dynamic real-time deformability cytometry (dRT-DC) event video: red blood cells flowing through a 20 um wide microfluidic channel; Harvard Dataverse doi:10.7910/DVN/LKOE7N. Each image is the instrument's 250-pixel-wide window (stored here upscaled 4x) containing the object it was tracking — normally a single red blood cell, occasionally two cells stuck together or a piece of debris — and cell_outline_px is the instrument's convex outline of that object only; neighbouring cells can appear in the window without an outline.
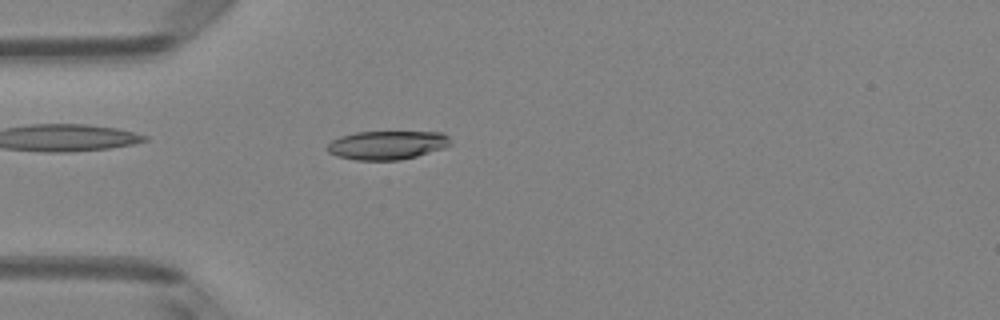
{"species": "Egyptian fruit bat (a non-hibernating species)", "species_latin": "Rousettus aegyptiacus", "temperature_condition": "room temperature", "stored_images_in_passage": 46, "camera_frame_rate_fps": 3000, "um_per_image_px": 0.085, "animal": {"sex": "female"}, "frame": {"image": 1, "passage_image": 10, "time_ms": 3.0, "image_size_px": [1000, 320], "cell_outline_px": [[452, 144], [444, 148], [416, 156], [400, 160], [356, 160], [336, 156], [328, 152], [328, 144], [332, 140], [340, 136], [356, 132], [444, 132], [452, 140]], "centroid_in_image_um": [32.93, 12.33], "position_along_channel_um": 52.1, "area_um2": 20.69}}
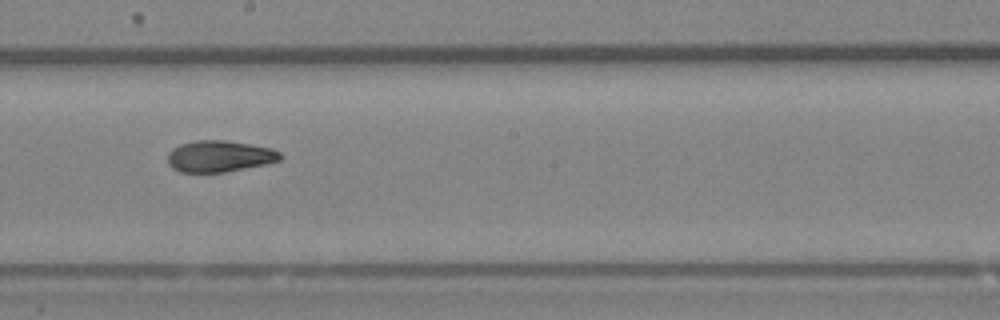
{"frame": {"image": 2, "passage_image": 24, "time_ms": 7.667, "image_size_px": [1000, 320], "cell_outline_px": [[284, 156], [280, 160], [264, 164], [224, 172], [180, 172], [172, 168], [168, 164], [168, 152], [172, 148], [180, 144], [196, 140], [224, 140], [272, 148], [280, 152]], "centroid_in_image_um": [18.63, 13.28], "position_along_channel_um": 229.6, "area_um2": 20.58}}
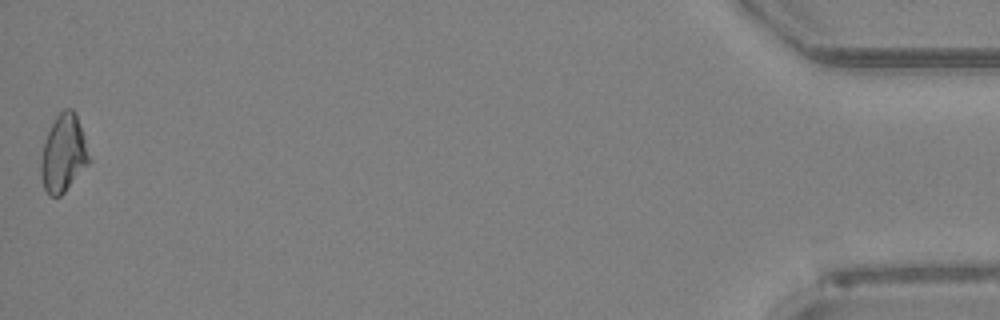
{"frame": {"image": 3, "passage_image": 46, "time_ms": 15.0, "image_size_px": [1000, 320], "cell_outline_px": [[92, 160], [64, 192], [60, 196], [48, 196], [44, 188], [40, 176], [40, 160], [44, 144], [48, 132], [56, 116], [64, 108], [72, 108], [76, 112]], "centroid_in_image_um": [5.4, 13.05], "position_along_channel_um": 429.8, "area_um2": 21.85}, "authors_computed_cell_mechanics": {"area_um2": 21.0103, "velocity_mm_per_s": 4.012, "shape_relaxation_time_tau1_ms": 5.3992, "shape_relaxation_time_tau2_ms": 2.6371, "deformation_change_tau1": 0.1566, "deformation_change_tau2": 0.0583}}